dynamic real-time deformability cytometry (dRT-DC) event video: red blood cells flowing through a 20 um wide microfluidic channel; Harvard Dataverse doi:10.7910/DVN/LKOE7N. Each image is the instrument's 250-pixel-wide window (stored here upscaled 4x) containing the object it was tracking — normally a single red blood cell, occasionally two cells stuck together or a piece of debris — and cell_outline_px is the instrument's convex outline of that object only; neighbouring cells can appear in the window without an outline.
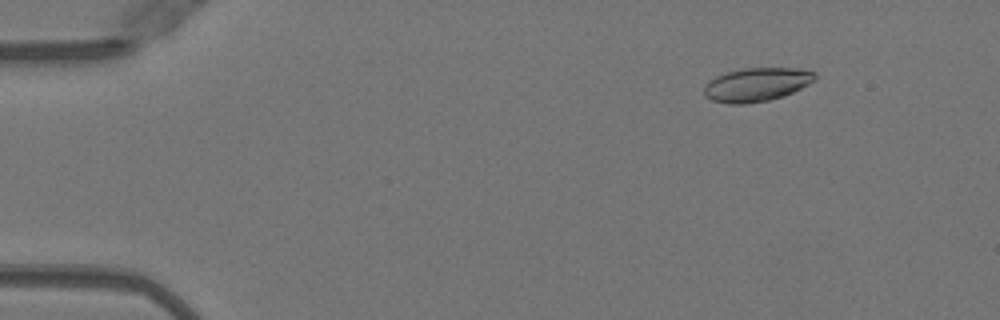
{"species": "Egyptian fruit bat (a non-hibernating species)", "species_latin": "Rousettus aegyptiacus", "temperature_condition": "warm", "stored_images_in_passage": 50, "camera_frame_rate_fps": 3000, "um_per_image_px": 0.085, "animal": {"sex": "female"}, "frame": {"image": 1, "passage_image": 5, "time_ms": 1.333, "image_size_px": [1000, 320], "cell_outline_px": [[816, 80], [784, 96], [768, 100], [744, 104], [728, 104], [712, 100], [704, 96], [704, 88], [708, 80], [716, 76], [728, 72], [744, 68], [792, 68], [816, 72]], "centroid_in_image_um": [64.29, 7.19], "position_along_channel_um": 20.7, "area_um2": 21.68}}
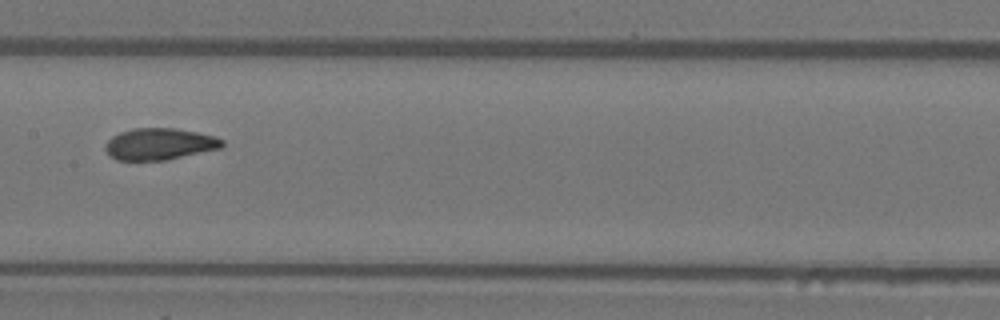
{"frame": {"image": 2, "passage_image": 25, "time_ms": 8.0, "image_size_px": [1000, 320], "cell_outline_px": [[224, 144], [220, 148], [164, 160], [116, 160], [104, 148], [104, 144], [112, 136], [120, 132], [132, 128], [172, 128], [196, 132], [216, 136], [224, 140]], "centroid_in_image_um": [13.54, 12.23], "position_along_channel_um": 193.9, "area_um2": 21.39}}
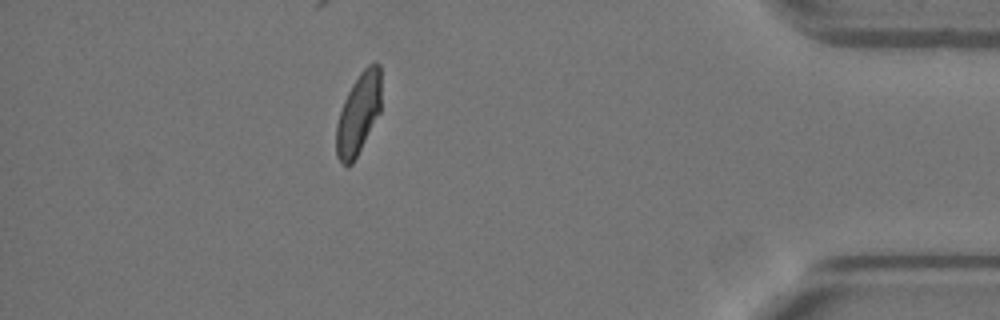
{"frame": {"image": 3, "passage_image": 44, "time_ms": 14.333, "image_size_px": [1000, 320], "cell_outline_px": [[380, 112], [352, 164], [340, 164], [336, 156], [336, 124], [344, 100], [352, 84], [360, 72], [368, 64], [376, 60], [380, 64]], "centroid_in_image_um": [30.46, 9.64], "position_along_channel_um": 404.7, "area_um2": 21.15}, "authors_computed_cell_mechanics": {"area_um2": 21.8195, "velocity_mm_per_s": 4.0259, "shape_relaxation_time_tau1_ms": 5.802, "shape_relaxation_time_tau2_ms": 0.9848, "deformation_change_tau1": 0.1858, "deformation_change_tau2": 0.0633}}